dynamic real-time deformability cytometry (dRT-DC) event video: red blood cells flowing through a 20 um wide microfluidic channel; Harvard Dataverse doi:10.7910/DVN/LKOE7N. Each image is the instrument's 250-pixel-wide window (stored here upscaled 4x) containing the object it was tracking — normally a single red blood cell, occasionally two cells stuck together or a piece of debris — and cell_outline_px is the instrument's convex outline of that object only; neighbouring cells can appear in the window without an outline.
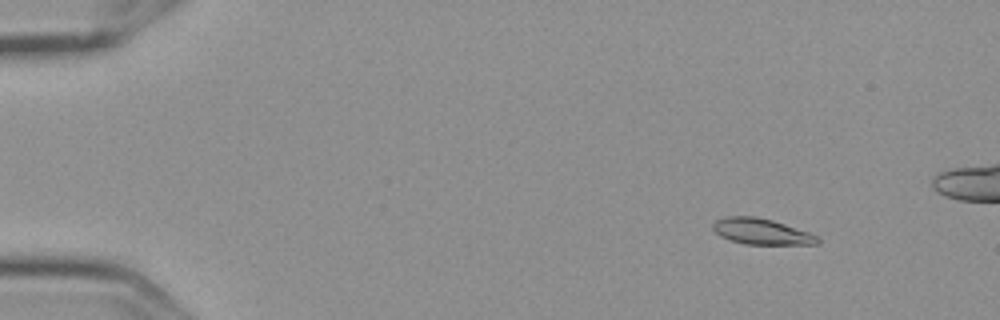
{"species": "Egyptian fruit bat (a non-hibernating species)", "species_latin": "Rousettus aegyptiacus", "temperature_condition": "cold", "stored_images_in_passage": 6, "camera_frame_rate_fps": 3000, "um_per_image_px": 0.085, "frame": {"image": 1, "passage_image": 3, "time_ms": 0.667, "image_size_px": [1000, 320], "cell_outline_px": [[820, 240], [816, 244], [744, 244], [720, 236], [712, 228], [712, 224], [716, 220], [724, 216], [756, 216], [772, 220], [808, 232], [816, 236]], "centroid_in_image_um": [64.67, 19.67], "position_along_channel_um": 20.3, "area_um2": 15.61}}